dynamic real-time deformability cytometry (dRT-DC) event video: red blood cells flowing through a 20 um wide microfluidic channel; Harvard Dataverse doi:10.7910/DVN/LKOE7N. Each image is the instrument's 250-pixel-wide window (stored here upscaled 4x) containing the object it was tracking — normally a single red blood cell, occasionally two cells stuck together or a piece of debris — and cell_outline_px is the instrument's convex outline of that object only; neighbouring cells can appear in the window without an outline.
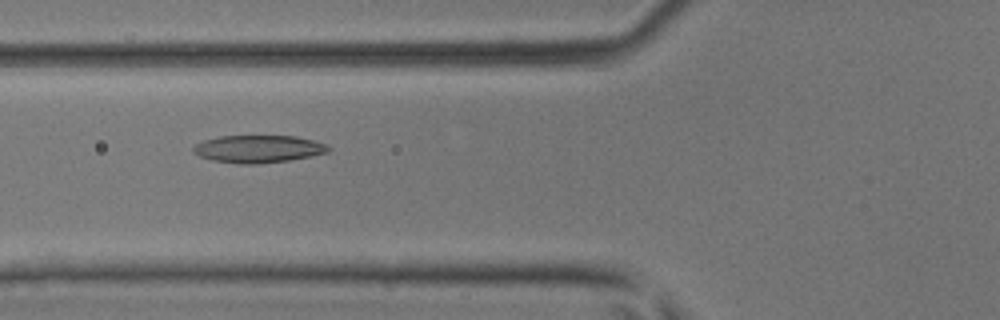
{"species": "common noctule bat (a hibernating species)", "species_latin": "Nyctalus noctula", "temperature_condition": "room temperature", "stored_images_in_passage": 40, "camera_frame_rate_fps": 3000, "um_per_image_px": 0.085, "animal": {"sex": "male", "body_mass_g": 17.9, "forearm_length_mm": 54.2}, "frame": {"image": 1, "passage_image": 11, "time_ms": 3.333, "image_size_px": [1000, 320], "cell_outline_px": [[332, 148], [328, 152], [288, 160], [256, 164], [240, 164], [212, 160], [200, 156], [192, 152], [192, 148], [196, 144], [204, 140], [220, 136], [296, 136], [328, 144]], "centroid_in_image_um": [21.95, 12.65], "position_along_channel_um": 103.9, "area_um2": 21.56}}
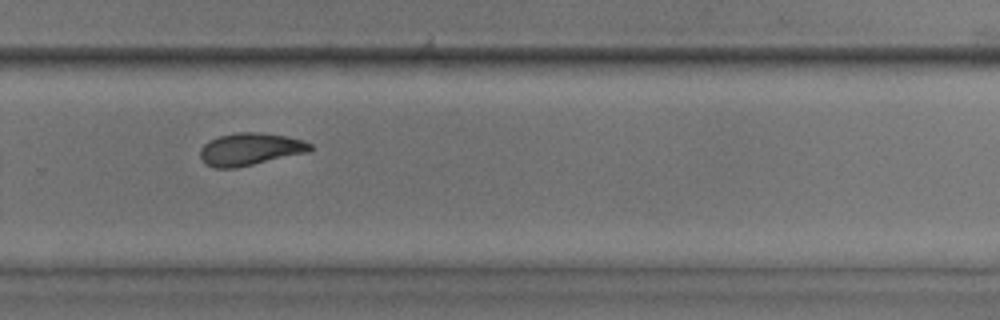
{"frame": {"image": 2, "passage_image": 25, "time_ms": 8.0, "image_size_px": [1000, 320], "cell_outline_px": [[312, 148], [308, 152], [236, 168], [216, 168], [204, 164], [200, 156], [200, 148], [208, 140], [220, 136], [236, 132], [260, 132], [284, 136], [304, 140], [312, 144]], "centroid_in_image_um": [21.23, 12.68], "position_along_channel_um": 308.6, "area_um2": 20.81}}
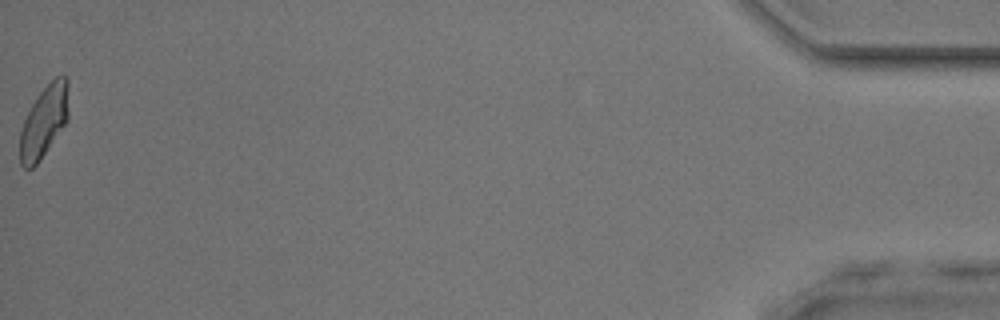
{"frame": {"image": 3, "passage_image": 40, "time_ms": 13.0, "image_size_px": [1000, 320], "cell_outline_px": [[68, 120], [40, 160], [32, 168], [24, 168], [20, 164], [20, 132], [24, 120], [32, 104], [40, 92], [56, 76], [64, 76], [68, 80]], "centroid_in_image_um": [3.75, 10.34], "position_along_channel_um": 431.5, "area_um2": 20.17}}